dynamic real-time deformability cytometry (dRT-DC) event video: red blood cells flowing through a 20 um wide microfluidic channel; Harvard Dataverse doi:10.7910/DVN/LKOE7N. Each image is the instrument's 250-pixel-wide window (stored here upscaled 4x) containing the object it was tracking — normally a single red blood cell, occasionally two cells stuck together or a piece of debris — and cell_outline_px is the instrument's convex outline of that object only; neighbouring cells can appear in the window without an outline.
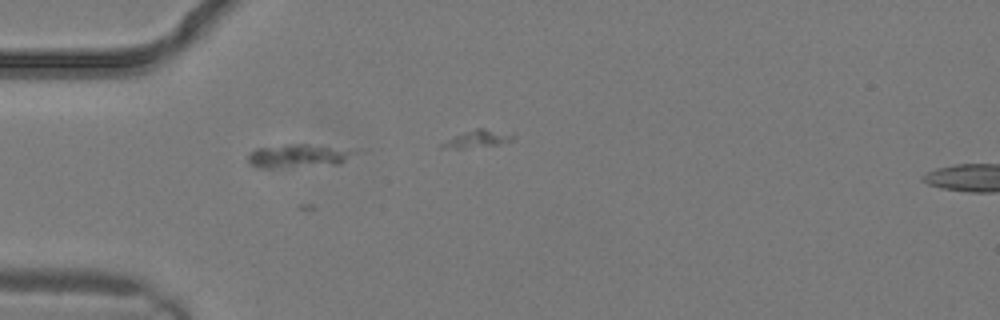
{"species": "common noctule bat (a hibernating species)", "species_latin": "Nyctalus noctula", "temperature_condition": "warm", "stored_images_in_passage": 1, "camera_frame_rate_fps": 3000, "um_per_image_px": 0.085, "animal": {"sex": "male", "body_mass_g": 19.2, "forearm_length_mm": 51.8}, "frame": {"image": 1, "passage_image": 1, "time_ms": 0.0, "image_size_px": [1000, 320], "cell_outline_px": [[360, 148], [356, 152], [340, 164], [272, 168], [256, 168], [248, 164], [248, 152], [256, 148], [288, 144], [304, 144]], "centroid_in_image_um": [25.37, 13.24], "position_along_channel_um": 59.6, "area_um2": 15.03}}